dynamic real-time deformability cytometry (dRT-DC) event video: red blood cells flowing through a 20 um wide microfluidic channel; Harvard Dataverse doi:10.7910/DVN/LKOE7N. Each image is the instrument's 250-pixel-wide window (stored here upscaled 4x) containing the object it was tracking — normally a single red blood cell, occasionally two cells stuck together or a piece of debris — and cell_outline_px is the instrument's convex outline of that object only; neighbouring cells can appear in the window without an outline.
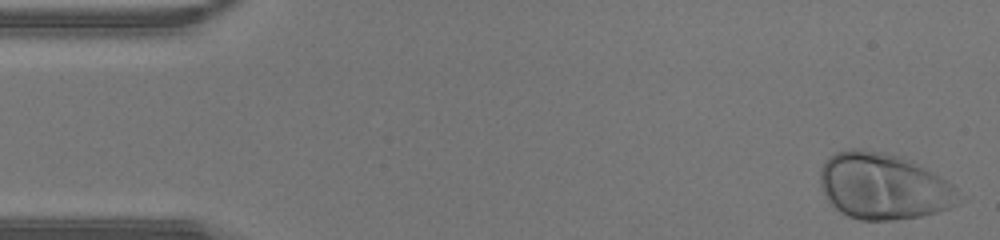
{"species": "human", "species_latin": "Homo sapiens", "temperature_condition": "warm", "stored_images_in_passage": 39, "camera_frame_rate_fps": 3000, "um_per_image_px": 0.085, "donor": {"sex": "male"}, "frame": {"image": 1, "passage_image": 1, "time_ms": 0.0, "image_size_px": [1000, 240], "cell_outline_px": [[968, 196], [956, 204], [948, 208], [936, 212], [920, 216], [896, 220], [860, 220], [848, 216], [840, 212], [824, 196], [820, 184], [820, 168], [824, 160], [828, 156], [836, 152], [848, 148], [860, 148], [884, 152], [904, 156], [912, 160], [948, 180]], "centroid_in_image_um": [75.14, 15.81], "position_along_channel_um": 9.9, "area_um2": 54.74}}
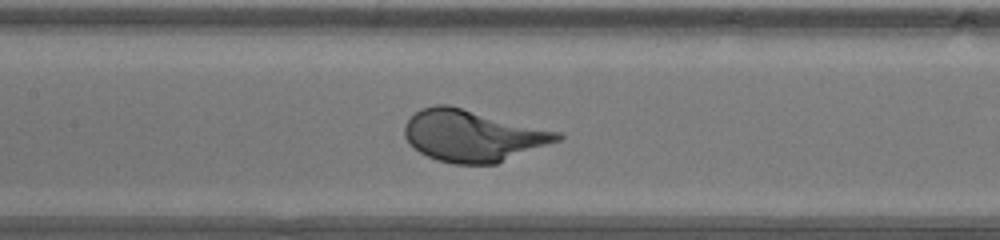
{"frame": {"image": 2, "passage_image": 20, "time_ms": 6.333, "image_size_px": [1000, 240], "cell_outline_px": [[564, 136], [560, 140], [496, 164], [456, 164], [436, 160], [420, 152], [404, 136], [404, 124], [420, 108], [436, 104], [448, 104], [560, 132]], "centroid_in_image_um": [40.18, 11.53], "position_along_channel_um": 167.2, "area_um2": 45.72}}
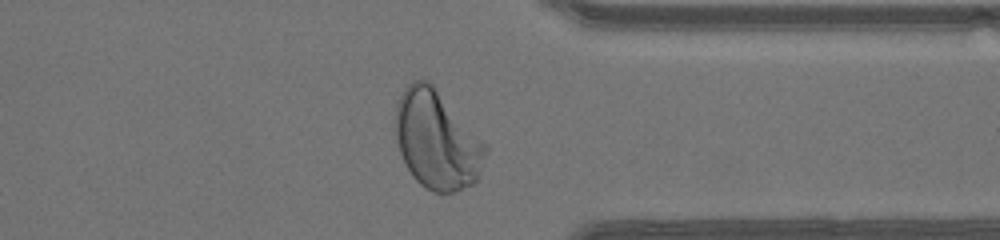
{"frame": {"image": 3, "passage_image": 34, "time_ms": 11.0, "image_size_px": [1000, 240], "cell_outline_px": [[488, 152], [476, 180], [472, 184], [452, 192], [436, 192], [420, 184], [412, 176], [400, 152], [396, 140], [392, 120], [396, 100], [404, 88], [412, 80], [428, 80], [432, 84], [488, 144]], "centroid_in_image_um": [37.1, 11.85], "position_along_channel_um": 374.3, "area_um2": 52.14}}